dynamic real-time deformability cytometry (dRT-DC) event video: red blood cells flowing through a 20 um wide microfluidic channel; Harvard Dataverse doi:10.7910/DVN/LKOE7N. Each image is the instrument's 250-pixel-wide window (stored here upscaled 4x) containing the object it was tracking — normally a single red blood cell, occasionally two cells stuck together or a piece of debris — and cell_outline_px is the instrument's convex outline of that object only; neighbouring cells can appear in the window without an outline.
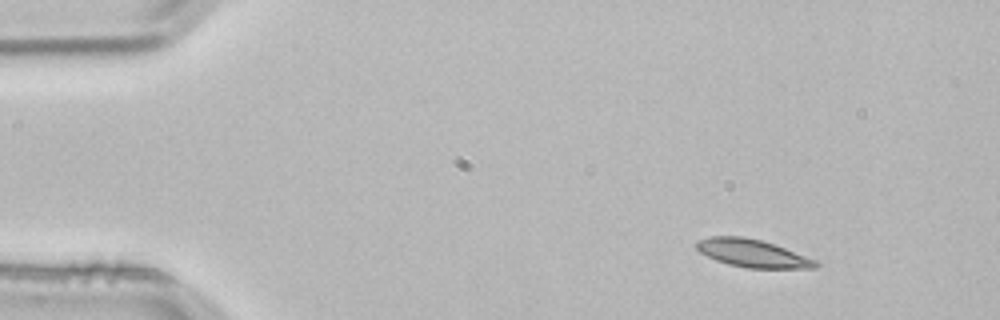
{"species": "common noctule bat (a hibernating species)", "species_latin": "Nyctalus noctula", "temperature_condition": "room temperature", "stored_images_in_passage": 2, "camera_frame_rate_fps": 3000, "um_per_image_px": 0.085, "animal": {"sex": "male", "body_mass_g": 21.5, "forearm_length_mm": 52.0}, "frame": {"image": 1, "passage_image": 1, "time_ms": 0.0, "image_size_px": [1000, 320], "cell_outline_px": [[820, 264], [816, 268], [748, 268], [728, 264], [716, 260], [700, 252], [696, 248], [696, 240], [708, 236], [744, 236], [760, 240], [784, 248], [816, 260]], "centroid_in_image_um": [63.92, 21.52], "position_along_channel_um": 21.1, "area_um2": 19.19}}
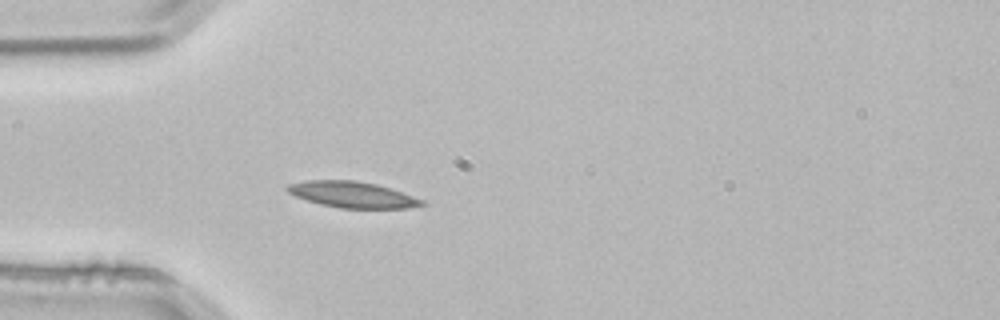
{"frame": {"image": 2, "passage_image": 2, "time_ms": 0.333, "image_size_px": [1000, 320], "cell_outline_px": [[424, 204], [404, 208], [340, 208], [320, 204], [296, 196], [288, 192], [284, 188], [288, 184], [304, 180], [356, 180], [376, 184], [424, 200]], "centroid_in_image_um": [29.88, 16.53], "position_along_channel_um": 55.1, "area_um2": 20.17}}